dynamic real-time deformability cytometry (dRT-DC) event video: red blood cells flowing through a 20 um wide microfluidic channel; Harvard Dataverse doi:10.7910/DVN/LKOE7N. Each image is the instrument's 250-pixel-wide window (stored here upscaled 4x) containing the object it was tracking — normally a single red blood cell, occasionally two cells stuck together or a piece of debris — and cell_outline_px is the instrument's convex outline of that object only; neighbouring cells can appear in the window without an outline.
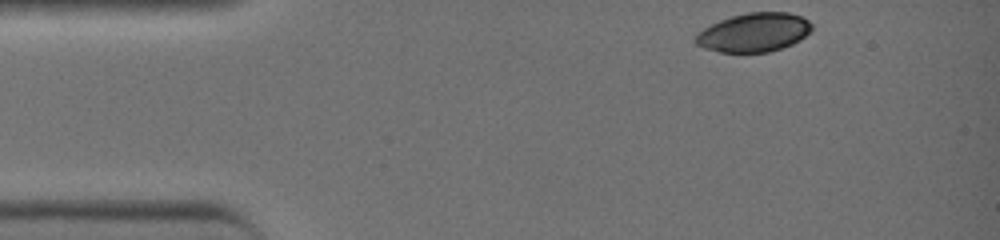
{"species": "common noctule bat (a hibernating species)", "species_latin": "Nyctalus noctula", "temperature_condition": "warm", "stored_images_in_passage": 34, "camera_frame_rate_fps": 3000, "um_per_image_px": 0.085, "animal": {"sex": "female", "body_mass_g": 19.0, "forearm_length_mm": 51.5}, "frame": {"image": 1, "passage_image": 1, "time_ms": 0.0, "image_size_px": [1000, 240], "cell_outline_px": [[812, 28], [800, 40], [792, 44], [768, 52], [720, 52], [704, 48], [696, 44], [692, 40], [696, 32], [720, 20], [732, 16], [748, 12], [788, 12], [800, 16], [808, 20], [812, 24]], "centroid_in_image_um": [64.04, 2.75], "position_along_channel_um": 21.0, "area_um2": 26.3}}
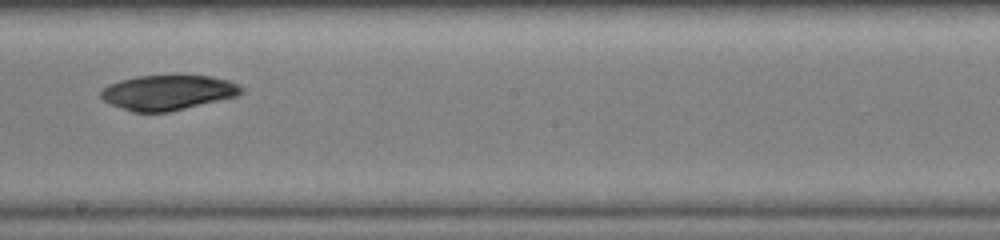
{"frame": {"image": 2, "passage_image": 20, "time_ms": 6.333, "image_size_px": [1000, 240], "cell_outline_px": [[244, 92], [240, 96], [168, 112], [132, 112], [120, 108], [104, 100], [100, 96], [100, 92], [108, 84], [120, 80], [136, 76], [176, 72], [212, 76], [228, 80], [240, 84], [244, 88]], "centroid_in_image_um": [14.34, 7.81], "position_along_channel_um": 233.9, "area_um2": 29.88}}
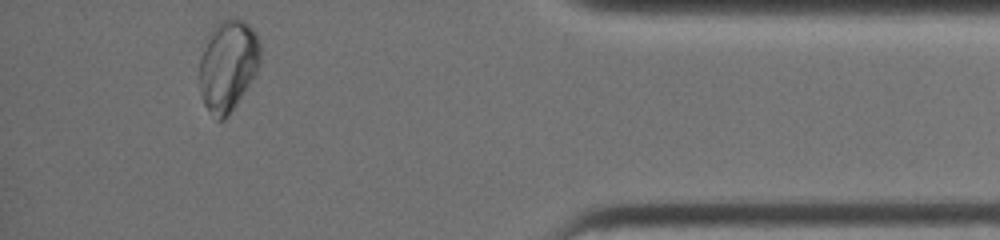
{"frame": {"image": 3, "passage_image": 34, "time_ms": 11.0, "image_size_px": [1000, 240], "cell_outline_px": [[260, 64], [256, 72], [244, 92], [228, 116], [224, 120], [216, 120], [208, 112], [204, 104], [200, 92], [200, 60], [208, 36], [212, 28], [220, 20], [228, 16], [236, 16], [244, 20], [256, 32], [260, 40]], "centroid_in_image_um": [19.38, 5.53], "position_along_channel_um": 415.8, "area_um2": 32.71}, "authors_computed_cell_mechanics": {"area_um2": 29.7381, "velocity_mm_per_s": 4.543, "shape_relaxation_time_tau1_ms": 6.1042, "shape_relaxation_time_tau2_ms": null, "deformation_change_tau1": 0.1698, "deformation_change_tau2": null}}